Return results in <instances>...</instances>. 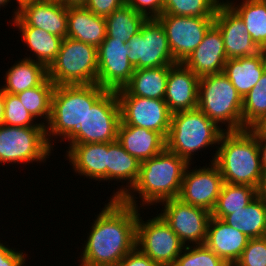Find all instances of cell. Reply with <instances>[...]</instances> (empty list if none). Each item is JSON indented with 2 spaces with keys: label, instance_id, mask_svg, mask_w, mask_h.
I'll list each match as a JSON object with an SVG mask.
<instances>
[{
  "label": "cell",
  "instance_id": "1",
  "mask_svg": "<svg viewBox=\"0 0 266 266\" xmlns=\"http://www.w3.org/2000/svg\"><path fill=\"white\" fill-rule=\"evenodd\" d=\"M84 240L79 266H118L136 248L138 208L108 199Z\"/></svg>",
  "mask_w": 266,
  "mask_h": 266
},
{
  "label": "cell",
  "instance_id": "2",
  "mask_svg": "<svg viewBox=\"0 0 266 266\" xmlns=\"http://www.w3.org/2000/svg\"><path fill=\"white\" fill-rule=\"evenodd\" d=\"M187 166L183 158L165 148L156 156L141 162L135 185L121 200L140 209L141 206H157L165 200L178 198ZM136 194L141 202L136 200L139 199Z\"/></svg>",
  "mask_w": 266,
  "mask_h": 266
},
{
  "label": "cell",
  "instance_id": "3",
  "mask_svg": "<svg viewBox=\"0 0 266 266\" xmlns=\"http://www.w3.org/2000/svg\"><path fill=\"white\" fill-rule=\"evenodd\" d=\"M106 91L98 84L55 86L51 98V116L45 126L48 144L54 148L53 141L59 137L60 142H70L80 132L88 109Z\"/></svg>",
  "mask_w": 266,
  "mask_h": 266
},
{
  "label": "cell",
  "instance_id": "4",
  "mask_svg": "<svg viewBox=\"0 0 266 266\" xmlns=\"http://www.w3.org/2000/svg\"><path fill=\"white\" fill-rule=\"evenodd\" d=\"M210 162L218 167L223 181L228 184L257 188L264 174L258 142L248 129L224 131Z\"/></svg>",
  "mask_w": 266,
  "mask_h": 266
},
{
  "label": "cell",
  "instance_id": "5",
  "mask_svg": "<svg viewBox=\"0 0 266 266\" xmlns=\"http://www.w3.org/2000/svg\"><path fill=\"white\" fill-rule=\"evenodd\" d=\"M223 132L199 108L173 113L166 137V149L176 153L188 164H193V156L198 151L216 147V152Z\"/></svg>",
  "mask_w": 266,
  "mask_h": 266
},
{
  "label": "cell",
  "instance_id": "6",
  "mask_svg": "<svg viewBox=\"0 0 266 266\" xmlns=\"http://www.w3.org/2000/svg\"><path fill=\"white\" fill-rule=\"evenodd\" d=\"M242 105L243 98L224 73L200 78L198 108L223 131L242 130Z\"/></svg>",
  "mask_w": 266,
  "mask_h": 266
},
{
  "label": "cell",
  "instance_id": "7",
  "mask_svg": "<svg viewBox=\"0 0 266 266\" xmlns=\"http://www.w3.org/2000/svg\"><path fill=\"white\" fill-rule=\"evenodd\" d=\"M98 52L93 45L66 37L47 76L57 85L97 84Z\"/></svg>",
  "mask_w": 266,
  "mask_h": 266
},
{
  "label": "cell",
  "instance_id": "8",
  "mask_svg": "<svg viewBox=\"0 0 266 266\" xmlns=\"http://www.w3.org/2000/svg\"><path fill=\"white\" fill-rule=\"evenodd\" d=\"M52 151L45 127L0 125V165L46 163Z\"/></svg>",
  "mask_w": 266,
  "mask_h": 266
},
{
  "label": "cell",
  "instance_id": "9",
  "mask_svg": "<svg viewBox=\"0 0 266 266\" xmlns=\"http://www.w3.org/2000/svg\"><path fill=\"white\" fill-rule=\"evenodd\" d=\"M138 209L136 247L160 266H172L185 244L157 211L143 221Z\"/></svg>",
  "mask_w": 266,
  "mask_h": 266
},
{
  "label": "cell",
  "instance_id": "10",
  "mask_svg": "<svg viewBox=\"0 0 266 266\" xmlns=\"http://www.w3.org/2000/svg\"><path fill=\"white\" fill-rule=\"evenodd\" d=\"M121 111L116 91H106L88 109L80 132L68 144L108 143L117 140Z\"/></svg>",
  "mask_w": 266,
  "mask_h": 266
},
{
  "label": "cell",
  "instance_id": "11",
  "mask_svg": "<svg viewBox=\"0 0 266 266\" xmlns=\"http://www.w3.org/2000/svg\"><path fill=\"white\" fill-rule=\"evenodd\" d=\"M127 45L130 52L128 60L134 69L176 64L168 45L165 29L157 19H147Z\"/></svg>",
  "mask_w": 266,
  "mask_h": 266
},
{
  "label": "cell",
  "instance_id": "12",
  "mask_svg": "<svg viewBox=\"0 0 266 266\" xmlns=\"http://www.w3.org/2000/svg\"><path fill=\"white\" fill-rule=\"evenodd\" d=\"M121 111V123L146 128L167 137L171 116L164 99L129 95L124 89L116 91Z\"/></svg>",
  "mask_w": 266,
  "mask_h": 266
},
{
  "label": "cell",
  "instance_id": "13",
  "mask_svg": "<svg viewBox=\"0 0 266 266\" xmlns=\"http://www.w3.org/2000/svg\"><path fill=\"white\" fill-rule=\"evenodd\" d=\"M157 20L164 27L168 45L176 63H183L202 42L214 17L162 14Z\"/></svg>",
  "mask_w": 266,
  "mask_h": 266
},
{
  "label": "cell",
  "instance_id": "14",
  "mask_svg": "<svg viewBox=\"0 0 266 266\" xmlns=\"http://www.w3.org/2000/svg\"><path fill=\"white\" fill-rule=\"evenodd\" d=\"M159 205H162L159 214L185 246L205 243L208 223L212 216L210 211L184 203L179 198L165 200Z\"/></svg>",
  "mask_w": 266,
  "mask_h": 266
},
{
  "label": "cell",
  "instance_id": "15",
  "mask_svg": "<svg viewBox=\"0 0 266 266\" xmlns=\"http://www.w3.org/2000/svg\"><path fill=\"white\" fill-rule=\"evenodd\" d=\"M208 164L209 166H199V169L197 165L194 169L193 164H188L178 198L184 203L212 212L224 181L218 167L213 162Z\"/></svg>",
  "mask_w": 266,
  "mask_h": 266
},
{
  "label": "cell",
  "instance_id": "16",
  "mask_svg": "<svg viewBox=\"0 0 266 266\" xmlns=\"http://www.w3.org/2000/svg\"><path fill=\"white\" fill-rule=\"evenodd\" d=\"M97 52V84L107 91L123 89L135 70L128 60L130 52L127 43L105 37Z\"/></svg>",
  "mask_w": 266,
  "mask_h": 266
},
{
  "label": "cell",
  "instance_id": "17",
  "mask_svg": "<svg viewBox=\"0 0 266 266\" xmlns=\"http://www.w3.org/2000/svg\"><path fill=\"white\" fill-rule=\"evenodd\" d=\"M68 6L60 1L42 0L23 4L10 20L14 27H36L61 38L67 37Z\"/></svg>",
  "mask_w": 266,
  "mask_h": 266
},
{
  "label": "cell",
  "instance_id": "18",
  "mask_svg": "<svg viewBox=\"0 0 266 266\" xmlns=\"http://www.w3.org/2000/svg\"><path fill=\"white\" fill-rule=\"evenodd\" d=\"M214 24L222 34L227 59L253 56L261 51L253 42L242 18L225 1L217 8Z\"/></svg>",
  "mask_w": 266,
  "mask_h": 266
},
{
  "label": "cell",
  "instance_id": "19",
  "mask_svg": "<svg viewBox=\"0 0 266 266\" xmlns=\"http://www.w3.org/2000/svg\"><path fill=\"white\" fill-rule=\"evenodd\" d=\"M199 80L183 63L169 68L164 100L172 114L198 108Z\"/></svg>",
  "mask_w": 266,
  "mask_h": 266
},
{
  "label": "cell",
  "instance_id": "20",
  "mask_svg": "<svg viewBox=\"0 0 266 266\" xmlns=\"http://www.w3.org/2000/svg\"><path fill=\"white\" fill-rule=\"evenodd\" d=\"M227 61L224 41L219 28L213 24L202 42L183 64L199 78L223 72Z\"/></svg>",
  "mask_w": 266,
  "mask_h": 266
},
{
  "label": "cell",
  "instance_id": "21",
  "mask_svg": "<svg viewBox=\"0 0 266 266\" xmlns=\"http://www.w3.org/2000/svg\"><path fill=\"white\" fill-rule=\"evenodd\" d=\"M67 148L65 157L73 172L98 183L107 182L108 143L69 144Z\"/></svg>",
  "mask_w": 266,
  "mask_h": 266
},
{
  "label": "cell",
  "instance_id": "22",
  "mask_svg": "<svg viewBox=\"0 0 266 266\" xmlns=\"http://www.w3.org/2000/svg\"><path fill=\"white\" fill-rule=\"evenodd\" d=\"M248 241L241 231L211 216L204 244L228 265L235 264Z\"/></svg>",
  "mask_w": 266,
  "mask_h": 266
},
{
  "label": "cell",
  "instance_id": "23",
  "mask_svg": "<svg viewBox=\"0 0 266 266\" xmlns=\"http://www.w3.org/2000/svg\"><path fill=\"white\" fill-rule=\"evenodd\" d=\"M141 162L130 155L116 140L108 142L107 154V181L122 183L110 199H122L135 185L140 172ZM123 183H126L125 185ZM116 191V192H115Z\"/></svg>",
  "mask_w": 266,
  "mask_h": 266
},
{
  "label": "cell",
  "instance_id": "24",
  "mask_svg": "<svg viewBox=\"0 0 266 266\" xmlns=\"http://www.w3.org/2000/svg\"><path fill=\"white\" fill-rule=\"evenodd\" d=\"M117 141L140 162L156 156L166 148V139L160 133L121 122Z\"/></svg>",
  "mask_w": 266,
  "mask_h": 266
},
{
  "label": "cell",
  "instance_id": "25",
  "mask_svg": "<svg viewBox=\"0 0 266 266\" xmlns=\"http://www.w3.org/2000/svg\"><path fill=\"white\" fill-rule=\"evenodd\" d=\"M67 37L98 48L106 37L105 18L83 5L68 6Z\"/></svg>",
  "mask_w": 266,
  "mask_h": 266
},
{
  "label": "cell",
  "instance_id": "26",
  "mask_svg": "<svg viewBox=\"0 0 266 266\" xmlns=\"http://www.w3.org/2000/svg\"><path fill=\"white\" fill-rule=\"evenodd\" d=\"M266 70V51L253 56L227 59L223 72L244 98L257 84Z\"/></svg>",
  "mask_w": 266,
  "mask_h": 266
},
{
  "label": "cell",
  "instance_id": "27",
  "mask_svg": "<svg viewBox=\"0 0 266 266\" xmlns=\"http://www.w3.org/2000/svg\"><path fill=\"white\" fill-rule=\"evenodd\" d=\"M47 68L32 59L22 58L5 72L4 92L18 94L27 89L39 86L47 78Z\"/></svg>",
  "mask_w": 266,
  "mask_h": 266
},
{
  "label": "cell",
  "instance_id": "28",
  "mask_svg": "<svg viewBox=\"0 0 266 266\" xmlns=\"http://www.w3.org/2000/svg\"><path fill=\"white\" fill-rule=\"evenodd\" d=\"M19 30L21 41H23L30 53L25 58L32 59L48 68L55 60L63 41V38L48 33L36 27H16ZM29 56V57H28ZM34 57V58H33Z\"/></svg>",
  "mask_w": 266,
  "mask_h": 266
},
{
  "label": "cell",
  "instance_id": "29",
  "mask_svg": "<svg viewBox=\"0 0 266 266\" xmlns=\"http://www.w3.org/2000/svg\"><path fill=\"white\" fill-rule=\"evenodd\" d=\"M170 67L135 69L123 89L132 96L164 99Z\"/></svg>",
  "mask_w": 266,
  "mask_h": 266
},
{
  "label": "cell",
  "instance_id": "30",
  "mask_svg": "<svg viewBox=\"0 0 266 266\" xmlns=\"http://www.w3.org/2000/svg\"><path fill=\"white\" fill-rule=\"evenodd\" d=\"M221 220L249 239L266 237V206L258 197L246 207L224 216Z\"/></svg>",
  "mask_w": 266,
  "mask_h": 266
},
{
  "label": "cell",
  "instance_id": "31",
  "mask_svg": "<svg viewBox=\"0 0 266 266\" xmlns=\"http://www.w3.org/2000/svg\"><path fill=\"white\" fill-rule=\"evenodd\" d=\"M225 2L242 18L253 42L266 51V2L264 0H243Z\"/></svg>",
  "mask_w": 266,
  "mask_h": 266
},
{
  "label": "cell",
  "instance_id": "32",
  "mask_svg": "<svg viewBox=\"0 0 266 266\" xmlns=\"http://www.w3.org/2000/svg\"><path fill=\"white\" fill-rule=\"evenodd\" d=\"M146 20L144 15L134 11L125 3L105 17L106 37L127 43L133 35L140 31Z\"/></svg>",
  "mask_w": 266,
  "mask_h": 266
},
{
  "label": "cell",
  "instance_id": "33",
  "mask_svg": "<svg viewBox=\"0 0 266 266\" xmlns=\"http://www.w3.org/2000/svg\"><path fill=\"white\" fill-rule=\"evenodd\" d=\"M257 197V188L245 184L223 183L212 217L222 219L238 209L246 207Z\"/></svg>",
  "mask_w": 266,
  "mask_h": 266
},
{
  "label": "cell",
  "instance_id": "34",
  "mask_svg": "<svg viewBox=\"0 0 266 266\" xmlns=\"http://www.w3.org/2000/svg\"><path fill=\"white\" fill-rule=\"evenodd\" d=\"M54 87L55 85L47 77L39 86L16 94L25 109L44 126L48 124L51 116V98Z\"/></svg>",
  "mask_w": 266,
  "mask_h": 266
},
{
  "label": "cell",
  "instance_id": "35",
  "mask_svg": "<svg viewBox=\"0 0 266 266\" xmlns=\"http://www.w3.org/2000/svg\"><path fill=\"white\" fill-rule=\"evenodd\" d=\"M266 118V70L243 98L242 130L261 124Z\"/></svg>",
  "mask_w": 266,
  "mask_h": 266
},
{
  "label": "cell",
  "instance_id": "36",
  "mask_svg": "<svg viewBox=\"0 0 266 266\" xmlns=\"http://www.w3.org/2000/svg\"><path fill=\"white\" fill-rule=\"evenodd\" d=\"M224 0H164L163 13L177 16L214 17Z\"/></svg>",
  "mask_w": 266,
  "mask_h": 266
},
{
  "label": "cell",
  "instance_id": "37",
  "mask_svg": "<svg viewBox=\"0 0 266 266\" xmlns=\"http://www.w3.org/2000/svg\"><path fill=\"white\" fill-rule=\"evenodd\" d=\"M194 247V248H193ZM172 266H229L205 244L186 245Z\"/></svg>",
  "mask_w": 266,
  "mask_h": 266
},
{
  "label": "cell",
  "instance_id": "38",
  "mask_svg": "<svg viewBox=\"0 0 266 266\" xmlns=\"http://www.w3.org/2000/svg\"><path fill=\"white\" fill-rule=\"evenodd\" d=\"M5 111L3 124L19 127H45L25 109L15 94L4 92Z\"/></svg>",
  "mask_w": 266,
  "mask_h": 266
},
{
  "label": "cell",
  "instance_id": "39",
  "mask_svg": "<svg viewBox=\"0 0 266 266\" xmlns=\"http://www.w3.org/2000/svg\"><path fill=\"white\" fill-rule=\"evenodd\" d=\"M236 266H266V237L249 239Z\"/></svg>",
  "mask_w": 266,
  "mask_h": 266
},
{
  "label": "cell",
  "instance_id": "40",
  "mask_svg": "<svg viewBox=\"0 0 266 266\" xmlns=\"http://www.w3.org/2000/svg\"><path fill=\"white\" fill-rule=\"evenodd\" d=\"M126 4L147 19H157L163 13L164 0H126Z\"/></svg>",
  "mask_w": 266,
  "mask_h": 266
},
{
  "label": "cell",
  "instance_id": "41",
  "mask_svg": "<svg viewBox=\"0 0 266 266\" xmlns=\"http://www.w3.org/2000/svg\"><path fill=\"white\" fill-rule=\"evenodd\" d=\"M0 240V266H26L28 254L22 252V250H16V248H10L7 244ZM7 244V245H5ZM9 246V247H8ZM27 256V257H26Z\"/></svg>",
  "mask_w": 266,
  "mask_h": 266
},
{
  "label": "cell",
  "instance_id": "42",
  "mask_svg": "<svg viewBox=\"0 0 266 266\" xmlns=\"http://www.w3.org/2000/svg\"><path fill=\"white\" fill-rule=\"evenodd\" d=\"M125 3L126 0H86L83 6L97 16L105 18Z\"/></svg>",
  "mask_w": 266,
  "mask_h": 266
},
{
  "label": "cell",
  "instance_id": "43",
  "mask_svg": "<svg viewBox=\"0 0 266 266\" xmlns=\"http://www.w3.org/2000/svg\"><path fill=\"white\" fill-rule=\"evenodd\" d=\"M119 266H160L147 255L143 254L137 247L129 252Z\"/></svg>",
  "mask_w": 266,
  "mask_h": 266
},
{
  "label": "cell",
  "instance_id": "44",
  "mask_svg": "<svg viewBox=\"0 0 266 266\" xmlns=\"http://www.w3.org/2000/svg\"><path fill=\"white\" fill-rule=\"evenodd\" d=\"M256 138L258 142L261 167L266 172V133L259 127L254 126L248 129Z\"/></svg>",
  "mask_w": 266,
  "mask_h": 266
},
{
  "label": "cell",
  "instance_id": "45",
  "mask_svg": "<svg viewBox=\"0 0 266 266\" xmlns=\"http://www.w3.org/2000/svg\"><path fill=\"white\" fill-rule=\"evenodd\" d=\"M257 197L266 206V172L262 175V177L260 179V183L257 187Z\"/></svg>",
  "mask_w": 266,
  "mask_h": 266
},
{
  "label": "cell",
  "instance_id": "46",
  "mask_svg": "<svg viewBox=\"0 0 266 266\" xmlns=\"http://www.w3.org/2000/svg\"><path fill=\"white\" fill-rule=\"evenodd\" d=\"M4 111H5L4 91L0 87V125L3 124Z\"/></svg>",
  "mask_w": 266,
  "mask_h": 266
},
{
  "label": "cell",
  "instance_id": "47",
  "mask_svg": "<svg viewBox=\"0 0 266 266\" xmlns=\"http://www.w3.org/2000/svg\"><path fill=\"white\" fill-rule=\"evenodd\" d=\"M16 1V3H17V6L13 9L14 11H12L13 12V14H12V19H14L16 16H17V14H18V9L23 5V4H26V3H28V2H33V1H42V0H15Z\"/></svg>",
  "mask_w": 266,
  "mask_h": 266
},
{
  "label": "cell",
  "instance_id": "48",
  "mask_svg": "<svg viewBox=\"0 0 266 266\" xmlns=\"http://www.w3.org/2000/svg\"><path fill=\"white\" fill-rule=\"evenodd\" d=\"M86 0H62V4L65 6H80L83 5Z\"/></svg>",
  "mask_w": 266,
  "mask_h": 266
},
{
  "label": "cell",
  "instance_id": "49",
  "mask_svg": "<svg viewBox=\"0 0 266 266\" xmlns=\"http://www.w3.org/2000/svg\"><path fill=\"white\" fill-rule=\"evenodd\" d=\"M10 1H11V0H0V9H1V7L6 8L7 5H8L9 3L11 4ZM5 6H6V7H5Z\"/></svg>",
  "mask_w": 266,
  "mask_h": 266
},
{
  "label": "cell",
  "instance_id": "50",
  "mask_svg": "<svg viewBox=\"0 0 266 266\" xmlns=\"http://www.w3.org/2000/svg\"><path fill=\"white\" fill-rule=\"evenodd\" d=\"M266 133V118L264 121L258 125Z\"/></svg>",
  "mask_w": 266,
  "mask_h": 266
}]
</instances>
